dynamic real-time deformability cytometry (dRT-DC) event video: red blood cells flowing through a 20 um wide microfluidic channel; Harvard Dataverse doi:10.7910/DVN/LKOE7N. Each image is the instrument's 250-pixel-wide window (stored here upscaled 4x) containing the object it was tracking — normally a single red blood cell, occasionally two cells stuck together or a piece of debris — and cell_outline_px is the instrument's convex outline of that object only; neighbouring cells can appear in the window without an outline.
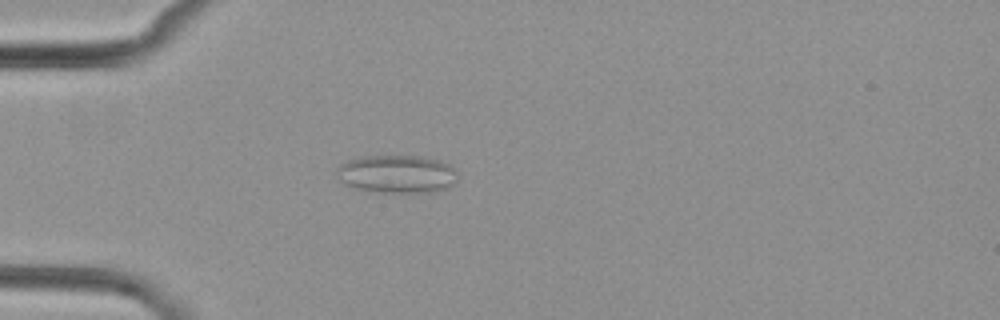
{"species": "common noctule bat (a hibernating species)", "species_latin": "Nyctalus noctula", "temperature_condition": "cold", "stored_images_in_passage": 4, "camera_frame_rate_fps": 3000, "um_per_image_px": 0.085, "animal": {"sex": "female", "body_mass_g": 29.2, "forearm_length_mm": 56.3}, "frame": {"image": 1, "passage_image": 3, "time_ms": 2.333, "image_size_px": [1000, 320], "cell_outline_px": [[456, 180], [448, 188], [436, 192], [380, 192], [356, 188], [344, 184], [340, 180], [336, 172], [336, 168], [340, 164], [348, 160], [364, 156], [420, 156], [440, 160], [456, 168]], "centroid_in_image_um": [33.75, 14.79], "position_along_channel_um": 51.3, "area_um2": 26.88}}